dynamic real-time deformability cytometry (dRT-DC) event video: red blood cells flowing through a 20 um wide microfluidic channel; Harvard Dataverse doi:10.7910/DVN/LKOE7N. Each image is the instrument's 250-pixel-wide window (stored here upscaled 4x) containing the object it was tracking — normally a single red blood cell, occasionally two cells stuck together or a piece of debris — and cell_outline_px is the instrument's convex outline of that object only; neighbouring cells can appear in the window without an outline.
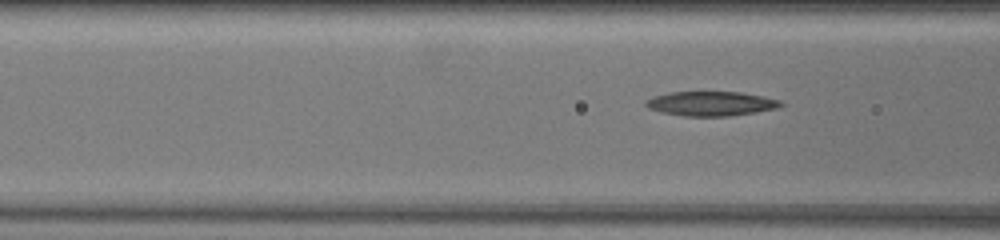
{"species": "common noctule bat (a hibernating species)", "species_latin": "Nyctalus noctula", "temperature_condition": "warm", "stored_images_in_passage": 42, "camera_frame_rate_fps": 3000, "um_per_image_px": 0.085, "animal": {"sex": "female", "body_mass_g": 19.5, "forearm_length_mm": 54.1}, "frame": {"image": 1, "passage_image": 17, "time_ms": 5.333, "image_size_px": [1000, 240], "cell_outline_px": [[784, 104], [776, 108], [756, 112], [728, 116], [684, 116], [664, 112], [648, 108], [644, 104], [644, 100], [668, 92], [740, 92], [780, 100]], "centroid_in_image_um": [60.41, 8.8], "position_along_channel_um": 106.2, "area_um2": 19.02}}
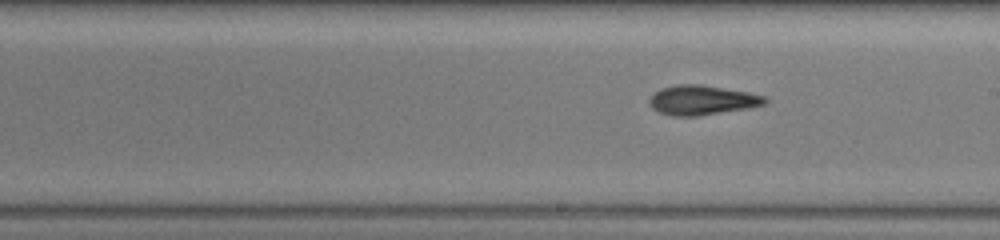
{"frame": {"image": 2, "passage_image": 28, "time_ms": 9.0, "image_size_px": [1000, 240], "cell_outline_px": [[768, 100], [764, 104], [748, 108], [696, 116], [672, 116], [660, 112], [652, 108], [652, 96], [660, 88], [680, 84], [700, 84], [748, 92], [764, 96]], "centroid_in_image_um": [59.7, 8.5], "position_along_channel_um": 229.3, "area_um2": 19.54}}
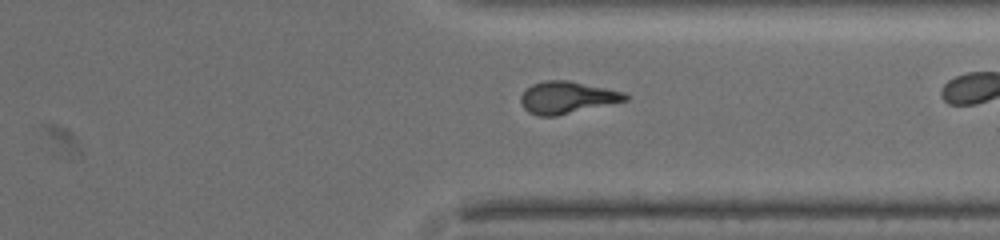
{"frame": {"image": 3, "passage_image": 40, "time_ms": 13.0, "image_size_px": [1000, 240], "cell_outline_px": [[628, 100], [556, 116], [540, 116], [528, 112], [524, 108], [520, 100], [520, 96], [532, 84], [544, 80], [568, 80], [624, 92], [628, 96]], "centroid_in_image_um": [48.18, 8.29], "position_along_channel_um": 363.2, "area_um2": 19.36}}